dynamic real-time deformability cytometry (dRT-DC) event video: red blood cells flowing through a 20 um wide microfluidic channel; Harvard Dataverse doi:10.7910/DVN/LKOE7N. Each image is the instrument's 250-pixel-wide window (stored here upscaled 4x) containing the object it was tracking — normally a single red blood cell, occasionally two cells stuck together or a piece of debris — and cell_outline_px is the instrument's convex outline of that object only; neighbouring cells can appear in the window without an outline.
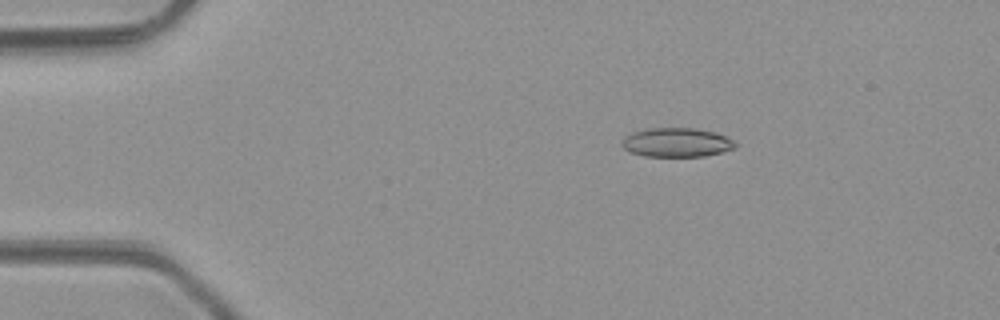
{"species": "common noctule bat (a hibernating species)", "species_latin": "Nyctalus noctula", "temperature_condition": "room temperature", "stored_images_in_passage": 4, "camera_frame_rate_fps": 3000, "um_per_image_px": 0.085, "animal": {"sex": "male", "body_mass_g": 23.1, "forearm_length_mm": 52.7}, "frame": {"image": 1, "passage_image": 1, "time_ms": 0.0, "image_size_px": [1000, 320], "cell_outline_px": [[736, 148], [724, 152], [704, 156], [644, 156], [628, 152], [620, 144], [624, 136], [636, 132], [652, 128], [692, 128], [716, 132], [732, 140], [736, 144]], "centroid_in_image_um": [57.51, 12.12], "position_along_channel_um": 27.5, "area_um2": 19.19}}
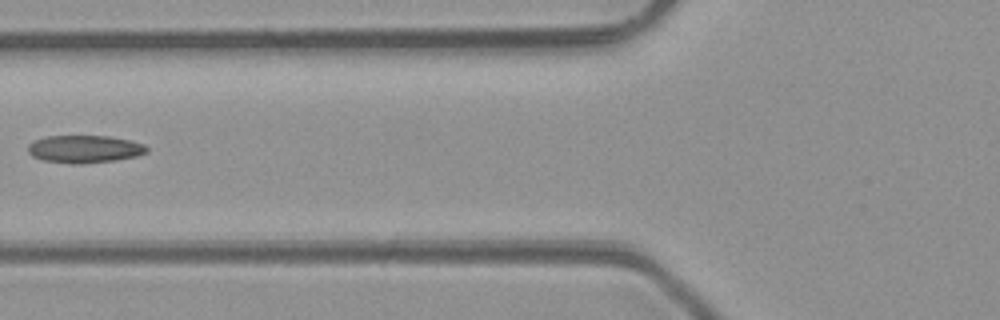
{"frame": {"image": 2, "passage_image": 4, "time_ms": 3.667, "image_size_px": [1000, 320], "cell_outline_px": [[148, 152], [136, 156], [116, 160], [80, 164], [68, 164], [44, 160], [32, 156], [28, 152], [28, 144], [36, 140], [48, 136], [108, 136], [128, 140], [144, 144], [148, 148]], "centroid_in_image_um": [7.18, 12.68], "position_along_channel_um": 118.6, "area_um2": 19.07}}